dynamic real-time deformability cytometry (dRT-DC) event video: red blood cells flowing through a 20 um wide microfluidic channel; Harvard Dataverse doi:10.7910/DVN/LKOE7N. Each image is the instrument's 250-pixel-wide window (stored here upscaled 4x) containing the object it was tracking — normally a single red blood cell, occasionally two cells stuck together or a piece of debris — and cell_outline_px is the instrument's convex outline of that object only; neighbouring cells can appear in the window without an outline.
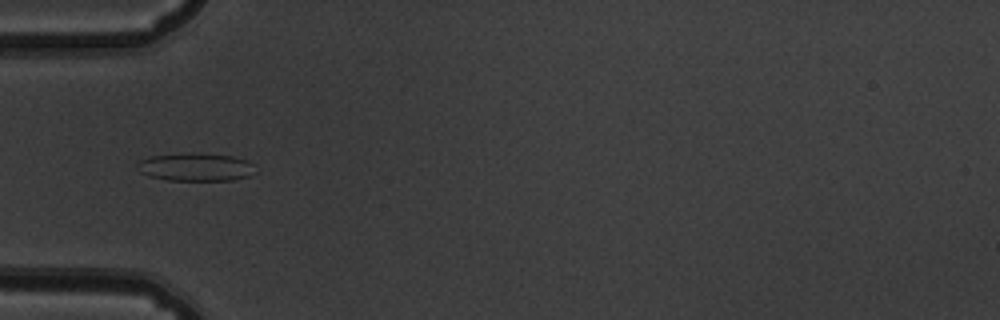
{"species": "common noctule bat (a hibernating species)", "species_latin": "Nyctalus noctula", "temperature_condition": "warm", "stored_images_in_passage": 36, "camera_frame_rate_fps": 3000, "um_per_image_px": 0.085, "animal": {"sex": "male", "body_mass_g": 19.5, "forearm_length_mm": 54.6}, "frame": {"image": 1, "passage_image": 1, "time_ms": 0.0, "image_size_px": [1000, 320], "cell_outline_px": [[256, 172], [252, 176], [232, 180], [168, 180], [148, 176], [140, 172], [136, 168], [136, 160], [148, 156], [192, 152], [200, 152], [232, 156], [248, 160], [252, 164]], "centroid_in_image_um": [16.6, 14.18], "position_along_channel_um": 68.4, "area_um2": 19.83}}
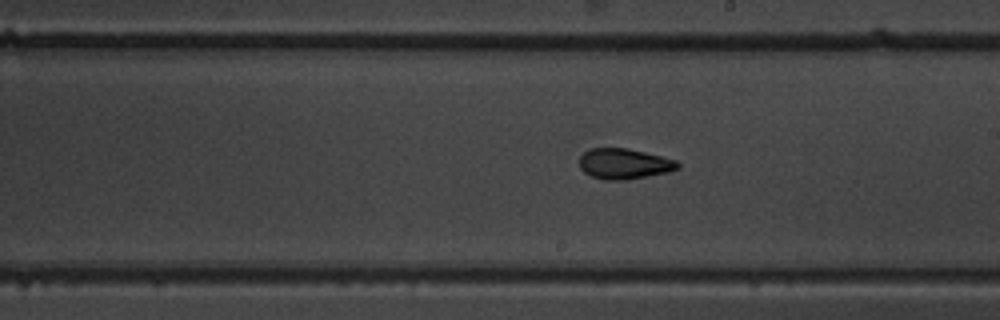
{"frame": {"image": 2, "passage_image": 14, "time_ms": 4.333, "image_size_px": [1000, 320], "cell_outline_px": [[680, 168], [668, 172], [628, 180], [604, 180], [592, 176], [584, 172], [580, 168], [580, 156], [588, 148], [628, 148], [676, 160], [680, 164]], "centroid_in_image_um": [53.05, 13.92], "position_along_channel_um": 236.0, "area_um2": 17.57}}
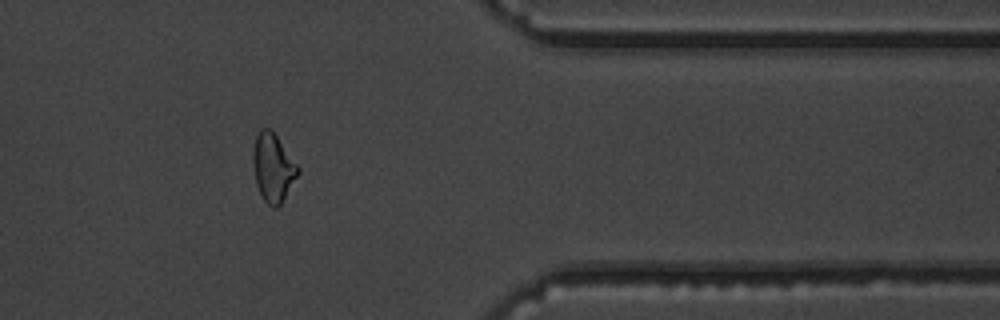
{"frame": {"image": 3, "passage_image": 27, "time_ms": 8.667, "image_size_px": [1000, 320], "cell_outline_px": [[300, 172], [280, 204], [276, 208], [272, 208], [264, 200], [256, 184], [252, 160], [252, 152], [256, 136], [260, 128], [272, 128], [300, 168]], "centroid_in_image_um": [23.2, 14.2], "position_along_channel_um": 388.2, "area_um2": 17.98}, "authors_computed_cell_mechanics": {"area_um2": 17.918, "velocity_mm_per_s": 3.8774, "shape_relaxation_time_tau1_ms": null, "shape_relaxation_time_tau2_ms": 2.0007, "deformation_change_tau1": null, "deformation_change_tau2": 0.0854}}